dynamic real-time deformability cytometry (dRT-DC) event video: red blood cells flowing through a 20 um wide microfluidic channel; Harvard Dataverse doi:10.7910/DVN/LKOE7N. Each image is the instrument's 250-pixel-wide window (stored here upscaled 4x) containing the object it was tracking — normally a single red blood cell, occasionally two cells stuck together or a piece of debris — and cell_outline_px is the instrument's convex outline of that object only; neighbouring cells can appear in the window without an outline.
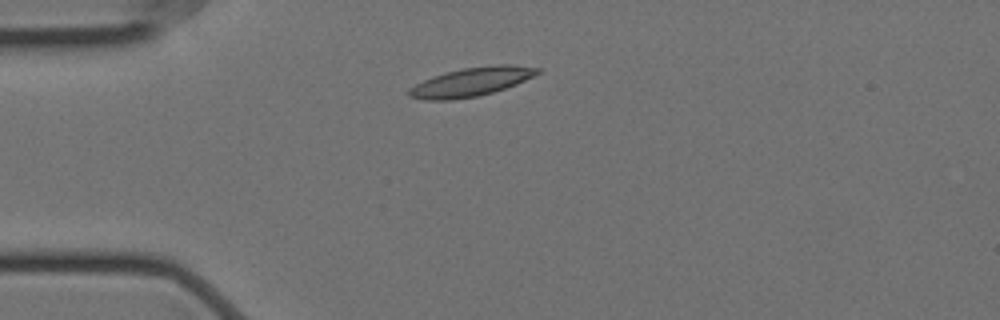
{"species": "Egyptian fruit bat (a non-hibernating species)", "species_latin": "Rousettus aegyptiacus", "temperature_condition": "cold", "stored_images_in_passage": 44, "camera_frame_rate_fps": 3000, "um_per_image_px": 0.085, "animal": {"sex": "female"}, "frame": {"image": 1, "passage_image": 1, "time_ms": 0.0, "image_size_px": [1000, 320], "cell_outline_px": [[540, 72], [516, 84], [480, 96], [452, 100], [424, 100], [408, 96], [408, 88], [432, 76], [444, 72], [464, 68], [496, 64], [512, 64], [540, 68]], "centroid_in_image_um": [40.02, 6.96], "position_along_channel_um": 45.0, "area_um2": 21.56}}
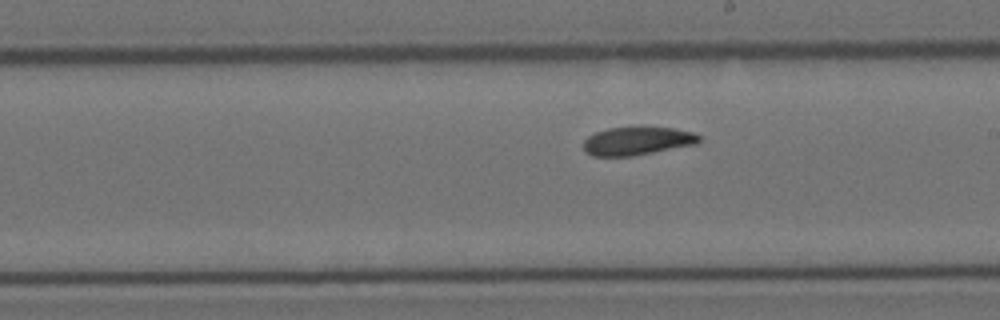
{"frame": {"image": 2, "passage_image": 19, "time_ms": 6.0, "image_size_px": [1000, 320], "cell_outline_px": [[700, 140], [696, 144], [632, 156], [592, 156], [584, 152], [584, 140], [588, 136], [596, 132], [608, 128], [640, 124], [672, 128], [692, 132], [700, 136]], "centroid_in_image_um": [54.14, 11.94], "position_along_channel_um": 234.9, "area_um2": 19.65}}
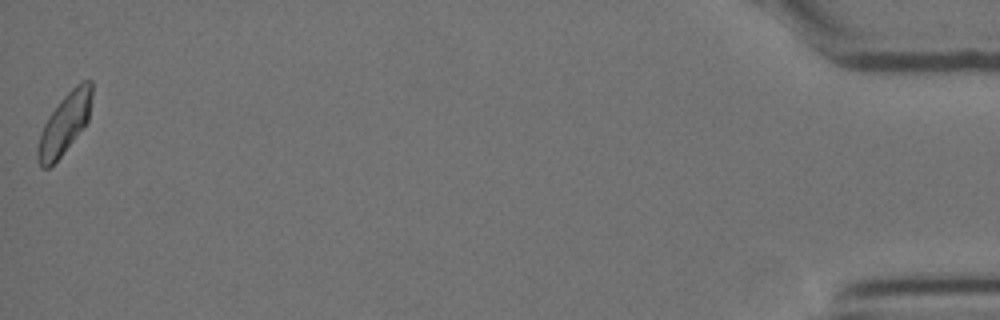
{"frame": {"image": 3, "passage_image": 44, "time_ms": 14.333, "image_size_px": [1000, 320], "cell_outline_px": [[92, 96], [88, 120], [84, 128], [60, 156], [48, 168], [40, 168], [36, 160], [36, 148], [40, 132], [48, 116], [60, 100], [76, 84], [84, 80], [92, 80]], "centroid_in_image_um": [5.47, 10.52], "position_along_channel_um": 429.7, "area_um2": 19.25}, "authors_computed_cell_mechanics": {"area_um2": 19.5942, "velocity_mm_per_s": 3.489, "shape_relaxation_time_tau1_ms": 6.3592, "shape_relaxation_time_tau2_ms": 5.8302, "deformation_change_tau1": 0.1445, "deformation_change_tau2": 0.1117}}